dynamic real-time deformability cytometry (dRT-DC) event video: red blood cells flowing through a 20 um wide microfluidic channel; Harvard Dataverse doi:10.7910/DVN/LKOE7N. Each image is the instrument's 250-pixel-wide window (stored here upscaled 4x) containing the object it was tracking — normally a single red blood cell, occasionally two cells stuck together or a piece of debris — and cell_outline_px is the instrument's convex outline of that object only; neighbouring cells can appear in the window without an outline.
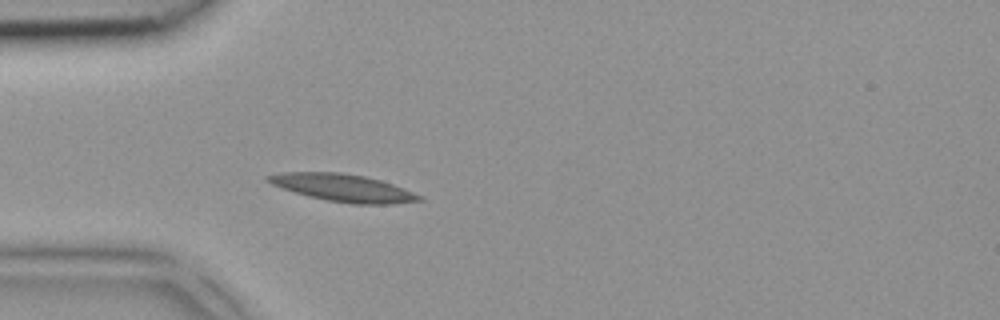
{"species": "common noctule bat (a hibernating species)", "species_latin": "Nyctalus noctula", "temperature_condition": "room temperature", "stored_images_in_passage": 3, "camera_frame_rate_fps": 3000, "um_per_image_px": 0.085, "animal": {"sex": "female", "body_mass_g": 18.4}, "frame": {"image": 1, "passage_image": 3, "time_ms": 0.667, "image_size_px": [1000, 320], "cell_outline_px": [[424, 200], [392, 204], [352, 204], [328, 200], [308, 196], [272, 184], [264, 180], [264, 176], [280, 172], [340, 172], [364, 176], [380, 180], [404, 188], [424, 196]], "centroid_in_image_um": [29.18, 15.96], "position_along_channel_um": 55.8, "area_um2": 24.16}}